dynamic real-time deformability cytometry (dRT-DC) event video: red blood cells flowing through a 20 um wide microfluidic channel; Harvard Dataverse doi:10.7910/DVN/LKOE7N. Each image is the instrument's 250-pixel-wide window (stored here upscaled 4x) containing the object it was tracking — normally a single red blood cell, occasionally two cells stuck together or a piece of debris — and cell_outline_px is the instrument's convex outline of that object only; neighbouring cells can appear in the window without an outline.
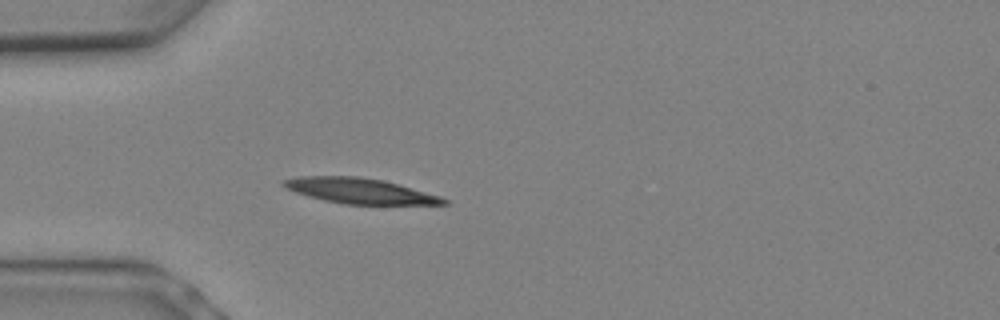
{"species": "Egyptian fruit bat (a non-hibernating species)", "species_latin": "Rousettus aegyptiacus", "temperature_condition": "warm", "stored_images_in_passage": 9, "camera_frame_rate_fps": 3000, "um_per_image_px": 0.085, "animal": {"sex": "female"}, "frame": {"image": 1, "passage_image": 6, "time_ms": 1.667, "image_size_px": [1000, 320], "cell_outline_px": [[448, 204], [344, 204], [324, 200], [308, 196], [296, 192], [280, 184], [284, 180], [296, 176], [360, 176], [380, 180], [396, 184], [440, 196], [448, 200]], "centroid_in_image_um": [30.54, 16.22], "position_along_channel_um": 54.5, "area_um2": 23.24}}
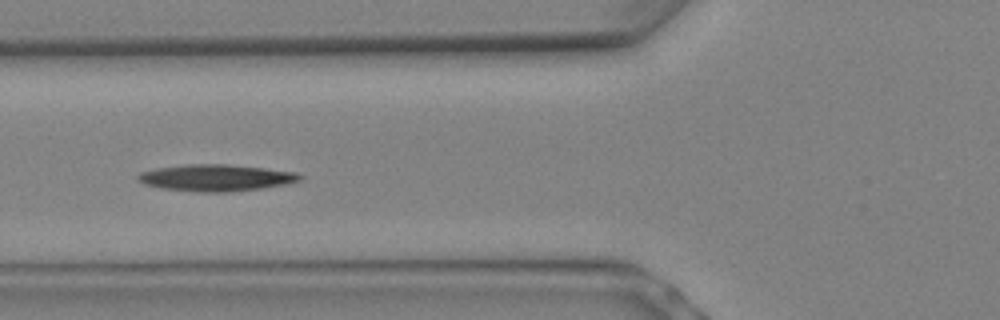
{"frame": {"image": 2, "passage_image": 8, "time_ms": 2.333, "image_size_px": [1000, 320], "cell_outline_px": [[304, 176], [300, 180], [288, 184], [260, 188], [228, 192], [196, 192], [160, 188], [144, 184], [136, 180], [136, 176], [140, 172], [156, 168], [188, 164], [228, 164], [264, 168], [296, 172]], "centroid_in_image_um": [18.33, 15.11], "position_along_channel_um": 107.5, "area_um2": 25.32}}